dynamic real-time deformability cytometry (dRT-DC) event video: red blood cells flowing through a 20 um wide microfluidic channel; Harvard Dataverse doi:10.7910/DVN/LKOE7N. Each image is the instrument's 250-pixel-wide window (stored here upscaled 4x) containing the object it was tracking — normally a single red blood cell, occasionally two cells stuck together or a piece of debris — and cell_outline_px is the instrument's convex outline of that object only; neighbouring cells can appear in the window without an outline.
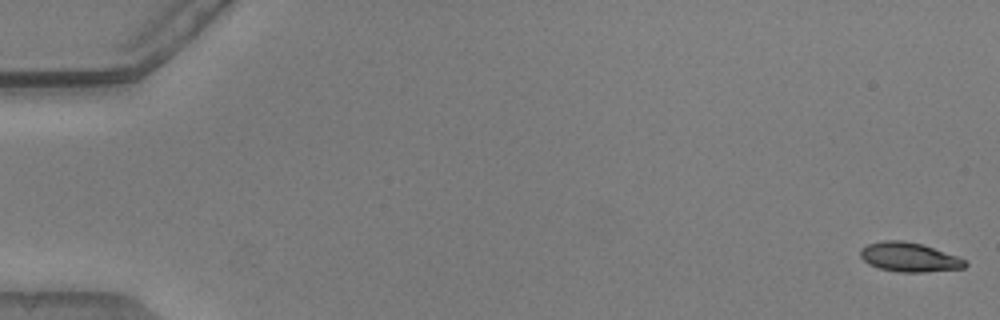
{"species": "common noctule bat (a hibernating species)", "species_latin": "Nyctalus noctula", "temperature_condition": "warm", "stored_images_in_passage": 55, "camera_frame_rate_fps": 3000, "um_per_image_px": 0.085, "animal": {"sex": "male", "body_mass_g": 20.5, "forearm_length_mm": 52.5}, "frame": {"image": 1, "passage_image": 1, "time_ms": 0.0, "image_size_px": [1000, 320], "cell_outline_px": [[968, 264], [964, 268], [924, 272], [896, 272], [880, 268], [868, 264], [860, 256], [860, 248], [868, 244], [884, 240], [904, 240], [920, 244], [956, 256], [964, 260]], "centroid_in_image_um": [77.24, 21.86], "position_along_channel_um": 7.8, "area_um2": 17.69}}
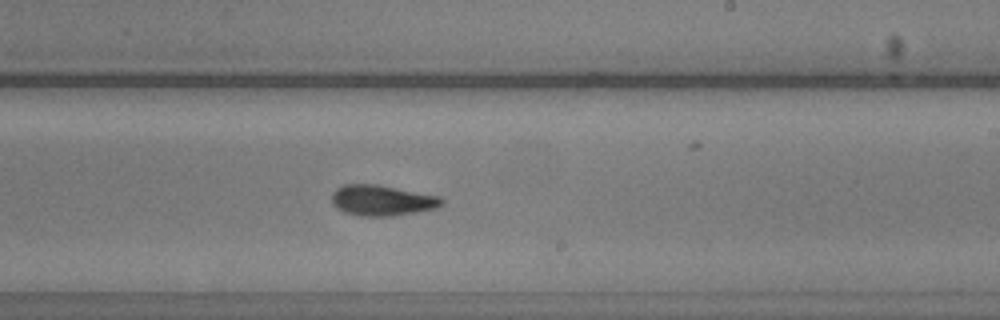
{"frame": {"image": 2, "passage_image": 33, "time_ms": 10.667, "image_size_px": [1000, 320], "cell_outline_px": [[444, 204], [436, 208], [416, 212], [392, 216], [360, 216], [344, 212], [336, 208], [332, 204], [332, 192], [336, 188], [344, 184], [376, 184], [440, 196], [444, 200]], "centroid_in_image_um": [32.46, 17.03], "position_along_channel_um": 256.5, "area_um2": 19.77}}
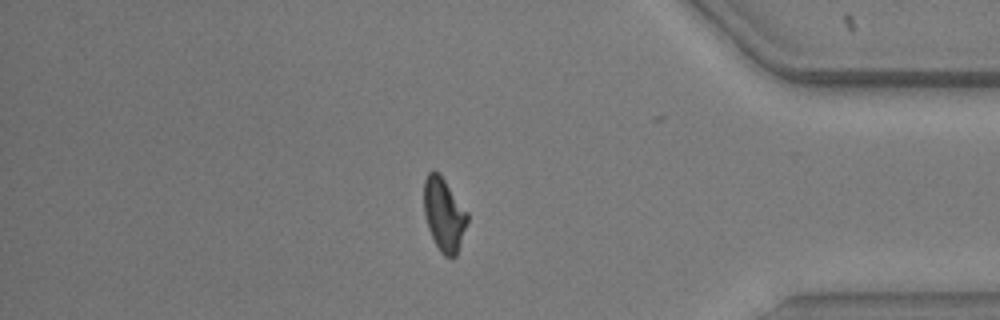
{"frame": {"image": 3, "passage_image": 46, "time_ms": 15.0, "image_size_px": [1000, 320], "cell_outline_px": [[468, 220], [456, 256], [444, 256], [440, 252], [428, 228], [424, 216], [424, 180], [428, 172], [432, 168], [444, 180], [468, 212]], "centroid_in_image_um": [37.72, 18.22], "position_along_channel_um": 397.5, "area_um2": 18.32}, "authors_computed_cell_mechanics": {"area_um2": 18.7272, "velocity_mm_per_s": 3.8624, "shape_relaxation_time_tau1_ms": 4.3777, "shape_relaxation_time_tau2_ms": 2.6242, "deformation_change_tau1": 0.176, "deformation_change_tau2": 0.0913}}